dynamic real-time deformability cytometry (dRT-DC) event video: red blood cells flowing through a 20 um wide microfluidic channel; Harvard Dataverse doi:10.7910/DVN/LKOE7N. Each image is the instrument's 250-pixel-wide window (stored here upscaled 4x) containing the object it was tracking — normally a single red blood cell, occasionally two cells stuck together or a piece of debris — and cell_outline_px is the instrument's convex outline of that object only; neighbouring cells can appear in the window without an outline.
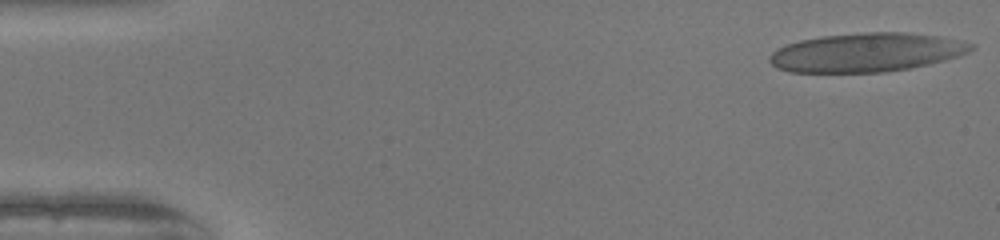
{"species": "human", "species_latin": "Homo sapiens", "temperature_condition": "warm", "stored_images_in_passage": 50, "camera_frame_rate_fps": 3000, "um_per_image_px": 0.085, "donor": {"sex": "female"}, "frame": {"image": 1, "passage_image": 1, "time_ms": 0.0, "image_size_px": [1000, 240], "cell_outline_px": [[976, 44], [968, 52], [960, 56], [912, 68], [884, 72], [788, 72], [776, 68], [768, 60], [768, 56], [776, 48], [800, 40], [824, 36], [864, 32], [908, 32], [940, 36]], "centroid_in_image_um": [73.64, 4.46], "position_along_channel_um": 11.4, "area_um2": 45.78}}
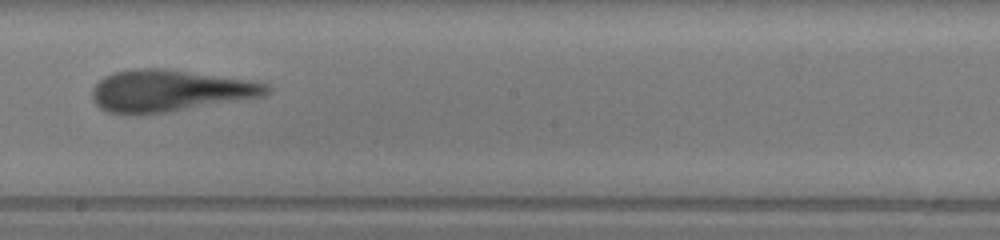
{"frame": {"image": 2, "passage_image": 28, "time_ms": 9.0, "image_size_px": [1000, 240], "cell_outline_px": [[272, 92], [264, 96], [172, 112], [108, 112], [100, 108], [92, 100], [92, 88], [104, 76], [112, 72], [132, 68], [164, 68], [252, 80], [268, 84], [272, 88]], "centroid_in_image_um": [14.48, 7.68], "position_along_channel_um": 233.7, "area_um2": 42.48}}
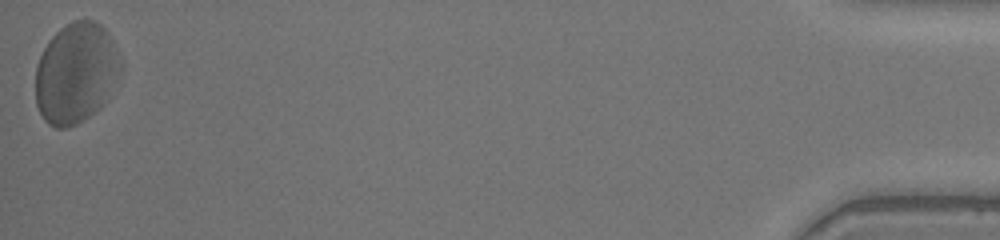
{"frame": {"image": 3, "passage_image": 50, "time_ms": 16.333, "image_size_px": [1000, 240], "cell_outline_px": [[124, 68], [100, 104], [84, 120], [68, 128], [56, 128], [48, 124], [44, 120], [36, 104], [36, 64], [48, 40], [60, 28], [72, 20], [96, 20], [108, 32], [112, 40]], "centroid_in_image_um": [6.43, 6.18], "position_along_channel_um": 428.8, "area_um2": 49.59}, "authors_computed_cell_mechanics": {"area_um2": 43.4078, "velocity_mm_per_s": 4.0088, "shape_relaxation_time_tau1_ms": 5.6319, "shape_relaxation_time_tau2_ms": 1.4893, "deformation_change_tau1": 0.2441, "deformation_change_tau2": 0.1177}}